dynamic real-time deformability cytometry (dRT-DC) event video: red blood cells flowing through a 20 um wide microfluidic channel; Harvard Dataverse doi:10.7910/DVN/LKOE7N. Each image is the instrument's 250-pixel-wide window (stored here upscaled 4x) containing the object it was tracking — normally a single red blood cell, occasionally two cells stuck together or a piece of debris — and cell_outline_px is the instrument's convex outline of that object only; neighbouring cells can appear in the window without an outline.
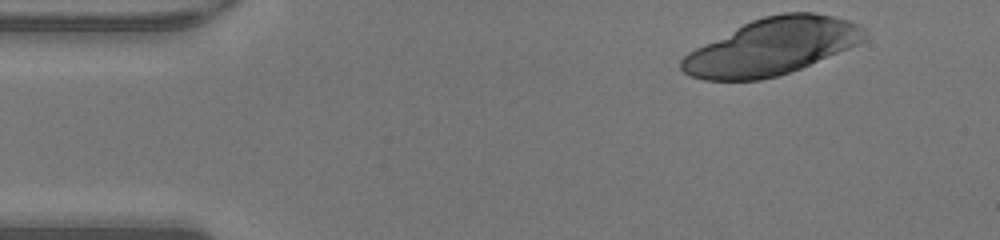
{"species": "human", "species_latin": "Homo sapiens", "temperature_condition": "warm", "stored_images_in_passage": 10, "camera_frame_rate_fps": 3000, "um_per_image_px": 0.085, "donor": {"sex": "male"}, "frame": {"image": 1, "passage_image": 1, "time_ms": 0.0, "image_size_px": [1000, 240], "cell_outline_px": [[868, 36], [864, 40], [848, 48], [800, 68], [776, 76], [760, 80], [704, 80], [692, 76], [684, 72], [680, 68], [680, 60], [688, 52], [752, 20], [764, 16], [784, 12], [816, 12], [848, 20], [860, 24], [864, 28]], "centroid_in_image_um": [65.63, 3.96], "position_along_channel_um": 19.4, "area_um2": 59.71}}